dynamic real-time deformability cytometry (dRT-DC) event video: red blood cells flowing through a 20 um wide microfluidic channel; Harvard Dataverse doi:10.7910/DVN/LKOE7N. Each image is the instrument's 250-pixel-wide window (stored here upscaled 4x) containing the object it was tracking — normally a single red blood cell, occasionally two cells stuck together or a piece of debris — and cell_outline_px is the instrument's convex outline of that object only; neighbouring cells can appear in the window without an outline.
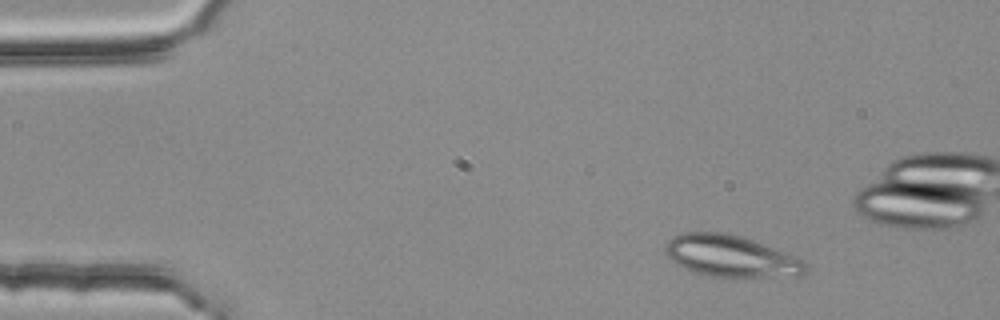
{"species": "common noctule bat (a hibernating species)", "species_latin": "Nyctalus noctula", "temperature_condition": "room temperature", "stored_images_in_passage": 3, "camera_frame_rate_fps": 3000, "um_per_image_px": 0.085, "animal": {"sex": "female", "body_mass_g": 25.1}, "frame": {"image": 1, "passage_image": 1, "time_ms": 0.0, "image_size_px": [1000, 320], "cell_outline_px": [[808, 272], [800, 276], [708, 276], [692, 272], [676, 264], [664, 252], [664, 248], [668, 240], [672, 236], [680, 232], [724, 232], [744, 236], [804, 260], [808, 264]], "centroid_in_image_um": [62.11, 21.76], "position_along_channel_um": 22.9, "area_um2": 34.22}}